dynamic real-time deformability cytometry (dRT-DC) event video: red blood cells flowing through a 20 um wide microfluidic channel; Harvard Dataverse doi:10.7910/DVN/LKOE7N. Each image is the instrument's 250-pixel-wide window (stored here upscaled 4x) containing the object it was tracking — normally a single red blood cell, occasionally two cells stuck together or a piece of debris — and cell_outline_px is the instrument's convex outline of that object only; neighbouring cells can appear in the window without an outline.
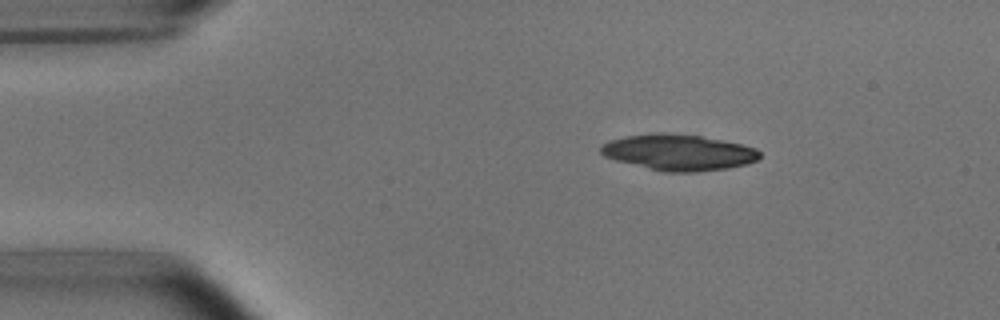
{"species": "common noctule bat (a hibernating species)", "species_latin": "Nyctalus noctula", "temperature_condition": "room temperature", "stored_images_in_passage": 30, "camera_frame_rate_fps": 3000, "um_per_image_px": 0.085, "animal": {"sex": "male", "body_mass_g": 15.6}, "frame": {"image": 1, "passage_image": 1, "time_ms": 0.0, "image_size_px": [1000, 320], "cell_outline_px": [[760, 156], [756, 160], [744, 164], [728, 168], [696, 172], [664, 172], [616, 160], [604, 156], [600, 152], [600, 144], [608, 140], [624, 136], [656, 132], [700, 136], [724, 140], [756, 148], [760, 152]], "centroid_in_image_um": [57.64, 12.94], "position_along_channel_um": 27.4, "area_um2": 33.29}}